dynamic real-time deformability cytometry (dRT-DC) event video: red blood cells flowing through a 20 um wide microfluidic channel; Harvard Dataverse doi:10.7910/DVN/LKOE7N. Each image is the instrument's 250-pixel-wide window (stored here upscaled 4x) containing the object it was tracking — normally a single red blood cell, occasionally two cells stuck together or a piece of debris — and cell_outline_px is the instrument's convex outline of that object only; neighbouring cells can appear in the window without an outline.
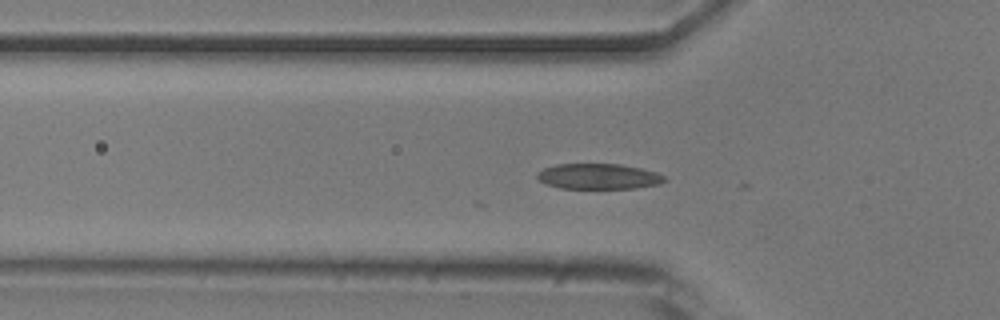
{"species": "common noctule bat (a hibernating species)", "species_latin": "Nyctalus noctula", "temperature_condition": "room temperature", "stored_images_in_passage": 25, "camera_frame_rate_fps": 3000, "um_per_image_px": 0.085, "animal": {"sex": "male", "body_mass_g": 20.5, "forearm_length_mm": 52.5}, "frame": {"image": 1, "passage_image": 17, "time_ms": 5.333, "image_size_px": [1000, 320], "cell_outline_px": [[668, 180], [660, 184], [636, 188], [560, 188], [544, 184], [536, 176], [536, 172], [544, 168], [556, 164], [620, 164], [640, 168], [656, 172], [664, 176]], "centroid_in_image_um": [50.87, 14.99], "position_along_channel_um": 74.9, "area_um2": 19.02}}
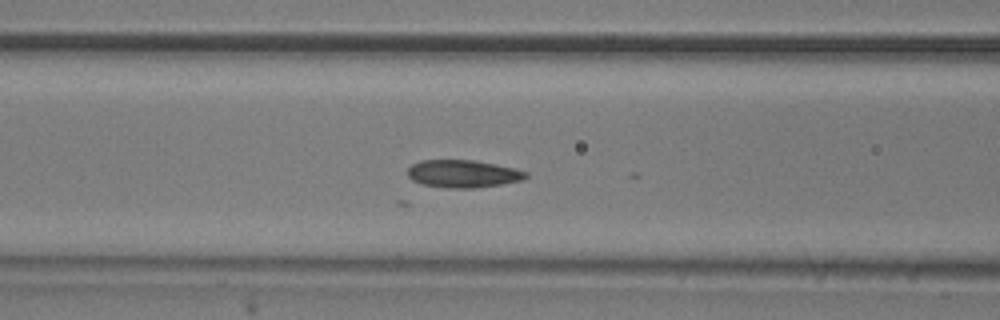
{"frame": {"image": 2, "passage_image": 21, "time_ms": 6.667, "image_size_px": [1000, 320], "cell_outline_px": [[528, 176], [524, 180], [500, 184], [472, 188], [444, 188], [424, 184], [412, 180], [408, 176], [408, 168], [412, 164], [420, 160], [472, 160], [496, 164], [516, 168], [528, 172]], "centroid_in_image_um": [39.37, 14.76], "position_along_channel_um": 127.2, "area_um2": 19.07}}
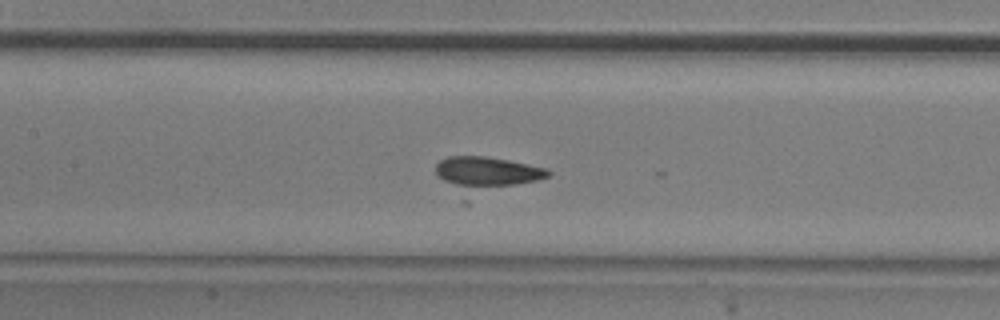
{"frame": {"image": 3, "passage_image": 24, "time_ms": 7.667, "image_size_px": [1000, 320], "cell_outline_px": [[552, 176], [468, 204], [464, 204], [436, 172], [436, 164], [440, 160], [448, 156], [484, 156], [508, 160], [548, 168], [552, 172]], "centroid_in_image_um": [41.34, 14.96], "position_along_channel_um": 166.1, "area_um2": 25.14}}